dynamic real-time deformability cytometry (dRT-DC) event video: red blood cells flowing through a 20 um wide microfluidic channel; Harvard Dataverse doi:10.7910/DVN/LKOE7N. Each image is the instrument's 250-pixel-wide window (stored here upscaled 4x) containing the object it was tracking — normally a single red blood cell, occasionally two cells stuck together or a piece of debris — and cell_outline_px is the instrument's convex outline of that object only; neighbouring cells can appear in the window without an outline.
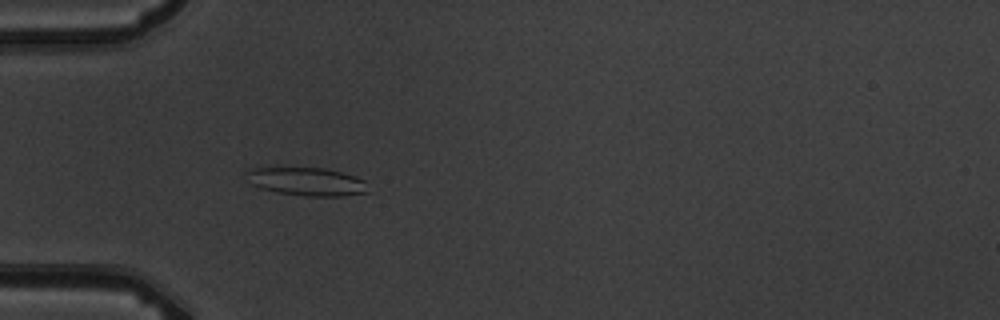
{"species": "common noctule bat (a hibernating species)", "species_latin": "Nyctalus noctula", "temperature_condition": "warm", "stored_images_in_passage": 5, "camera_frame_rate_fps": 3000, "um_per_image_px": 0.085, "animal": {"sex": "male", "body_mass_g": 19.5, "forearm_length_mm": 54.6}, "frame": {"image": 1, "passage_image": 5, "time_ms": 5.333, "image_size_px": [1000, 320], "cell_outline_px": [[368, 192], [344, 196], [304, 196], [280, 192], [260, 188], [252, 184], [244, 172], [248, 168], [324, 168], [356, 176], [364, 180]], "centroid_in_image_um": [26.07, 15.43], "position_along_channel_um": 58.9, "area_um2": 19.83}}